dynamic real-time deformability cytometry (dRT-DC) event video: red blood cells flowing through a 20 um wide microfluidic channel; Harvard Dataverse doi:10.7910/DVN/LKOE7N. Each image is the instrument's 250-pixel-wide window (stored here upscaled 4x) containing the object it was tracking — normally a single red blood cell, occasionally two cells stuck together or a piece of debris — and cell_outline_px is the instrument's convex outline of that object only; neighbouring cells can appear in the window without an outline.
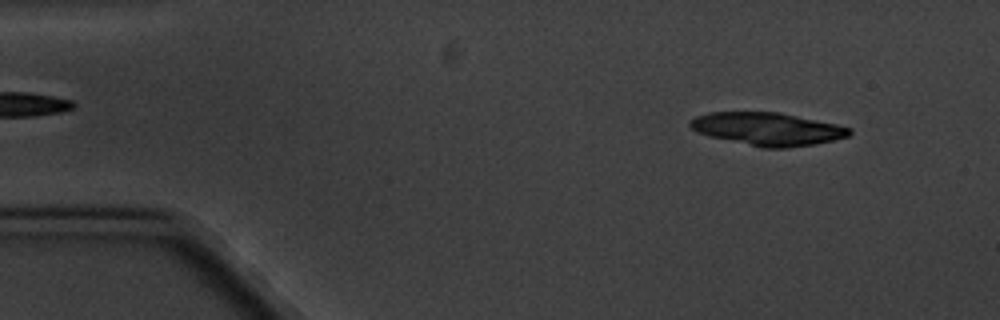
{"species": "common noctule bat (a hibernating species)", "species_latin": "Nyctalus noctula", "temperature_condition": "cold", "stored_images_in_passage": 4, "camera_frame_rate_fps": 3000, "um_per_image_px": 0.085, "animal": {"sex": "male", "body_mass_g": 20.1, "forearm_length_mm": 53.5}, "frame": {"image": 1, "passage_image": 1, "time_ms": 0.0, "image_size_px": [1000, 320], "cell_outline_px": [[852, 132], [848, 136], [816, 144], [788, 148], [764, 148], [708, 136], [696, 132], [688, 124], [688, 120], [696, 116], [708, 112], [780, 112], [836, 124], [852, 128]], "centroid_in_image_um": [65.22, 10.96], "position_along_channel_um": 19.8, "area_um2": 30.63}}